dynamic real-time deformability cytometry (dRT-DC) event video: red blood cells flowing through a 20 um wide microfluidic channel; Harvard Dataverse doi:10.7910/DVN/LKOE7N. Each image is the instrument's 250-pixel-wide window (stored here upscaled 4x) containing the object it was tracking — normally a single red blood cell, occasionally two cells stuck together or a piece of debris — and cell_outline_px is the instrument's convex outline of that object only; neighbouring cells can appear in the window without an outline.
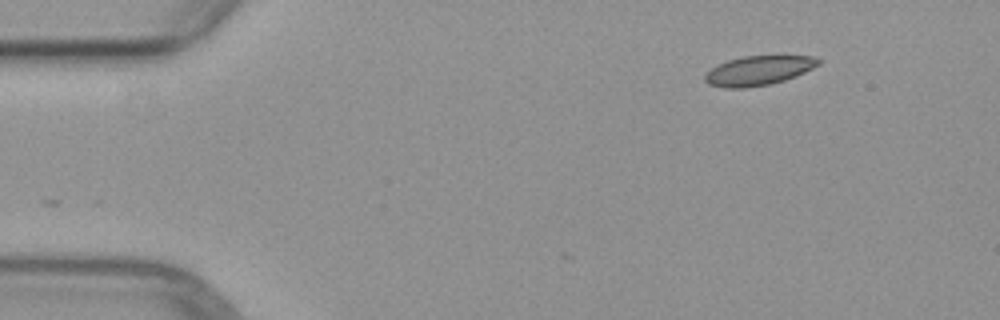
{"species": "common noctule bat (a hibernating species)", "species_latin": "Nyctalus noctula", "temperature_condition": "warm", "stored_images_in_passage": 2, "camera_frame_rate_fps": 3000, "um_per_image_px": 0.085, "animal": {"sex": "female", "body_mass_g": 29.2, "forearm_length_mm": 56.3}, "frame": {"image": 1, "passage_image": 2, "time_ms": 1.333, "image_size_px": [1000, 320], "cell_outline_px": [[820, 64], [796, 76], [784, 80], [768, 84], [744, 88], [724, 88], [708, 84], [704, 80], [704, 76], [712, 68], [728, 60], [744, 56], [812, 56], [820, 60]], "centroid_in_image_um": [64.46, 6.0], "position_along_channel_um": 20.5, "area_um2": 19.19}}